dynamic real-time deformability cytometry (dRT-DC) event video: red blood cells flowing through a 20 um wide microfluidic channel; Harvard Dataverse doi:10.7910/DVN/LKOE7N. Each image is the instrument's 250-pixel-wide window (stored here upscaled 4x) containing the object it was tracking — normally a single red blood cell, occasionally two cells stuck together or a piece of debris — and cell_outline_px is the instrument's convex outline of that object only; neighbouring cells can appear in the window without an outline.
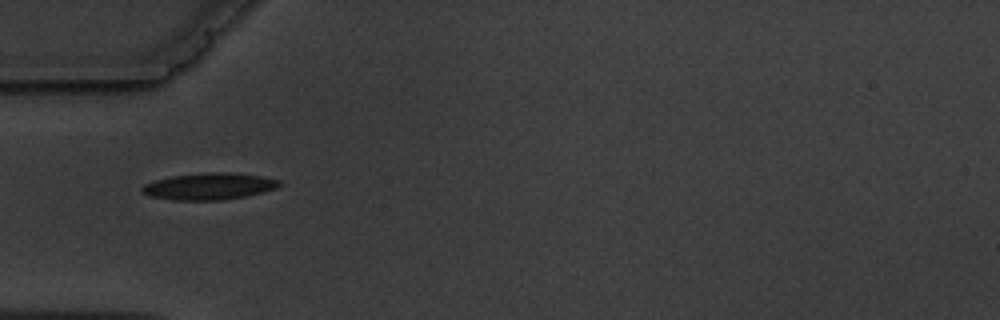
{"species": "common noctule bat (a hibernating species)", "species_latin": "Nyctalus noctula", "temperature_condition": "warm", "stored_images_in_passage": 13, "camera_frame_rate_fps": 3000, "um_per_image_px": 0.085, "animal": {"sex": "male", "body_mass_g": 19.5, "forearm_length_mm": 54.6}, "frame": {"image": 1, "passage_image": 4, "time_ms": 4.333, "image_size_px": [1000, 320], "cell_outline_px": [[280, 184], [276, 188], [264, 192], [244, 196], [220, 200], [172, 200], [148, 196], [140, 192], [140, 188], [144, 184], [156, 180], [172, 176], [208, 172], [228, 172], [260, 176], [280, 180]], "centroid_in_image_um": [17.72, 15.84], "position_along_channel_um": 67.3, "area_um2": 21.33}}
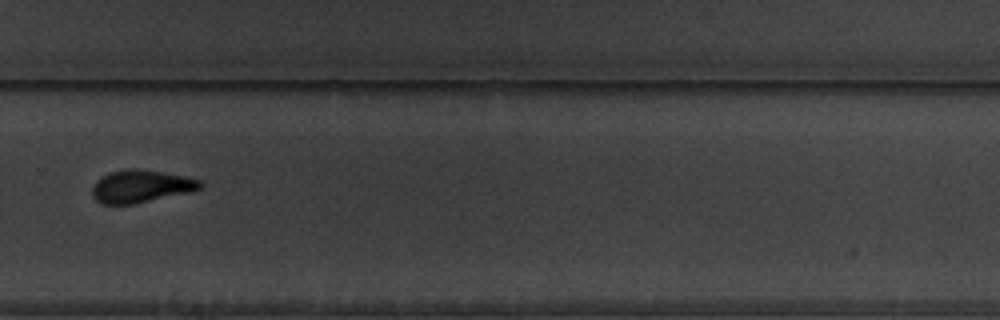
{"frame": {"image": 2, "passage_image": 10, "time_ms": 11.333, "image_size_px": [1000, 320], "cell_outline_px": [[204, 184], [200, 188], [188, 192], [132, 204], [100, 204], [92, 196], [92, 188], [96, 180], [112, 172], [128, 168], [132, 168], [160, 172], [184, 176], [200, 180]], "centroid_in_image_um": [11.94, 15.84], "position_along_channel_um": 317.9, "area_um2": 20.11}}
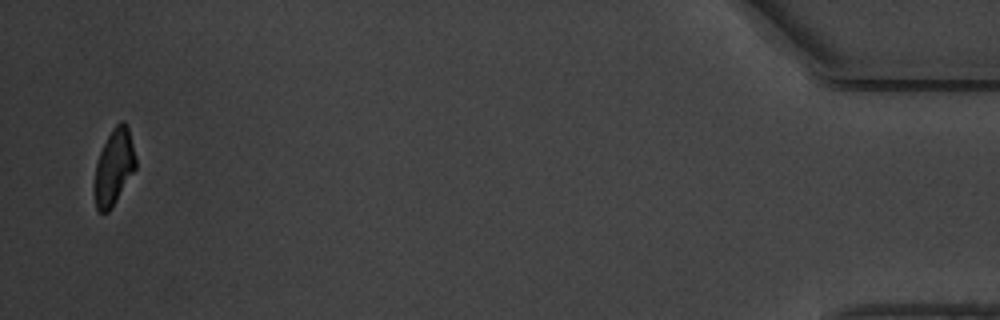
{"frame": {"image": 3, "passage_image": 13, "time_ms": 16.667, "image_size_px": [1000, 320], "cell_outline_px": [[136, 168], [112, 208], [108, 212], [100, 212], [96, 208], [96, 164], [100, 152], [112, 128], [120, 120], [124, 120], [128, 124], [136, 160]], "centroid_in_image_um": [9.72, 14.15], "position_along_channel_um": 425.5, "area_um2": 17.92}, "authors_computed_cell_mechanics": {"area_um2": 20.6924, "velocity_mm_per_s": 3.601, "shape_relaxation_time_tau1_ms": 4.5299, "shape_relaxation_time_tau2_ms": 2.3712, "deformation_change_tau1": 0.1278, "deformation_change_tau2": 0.0609}}